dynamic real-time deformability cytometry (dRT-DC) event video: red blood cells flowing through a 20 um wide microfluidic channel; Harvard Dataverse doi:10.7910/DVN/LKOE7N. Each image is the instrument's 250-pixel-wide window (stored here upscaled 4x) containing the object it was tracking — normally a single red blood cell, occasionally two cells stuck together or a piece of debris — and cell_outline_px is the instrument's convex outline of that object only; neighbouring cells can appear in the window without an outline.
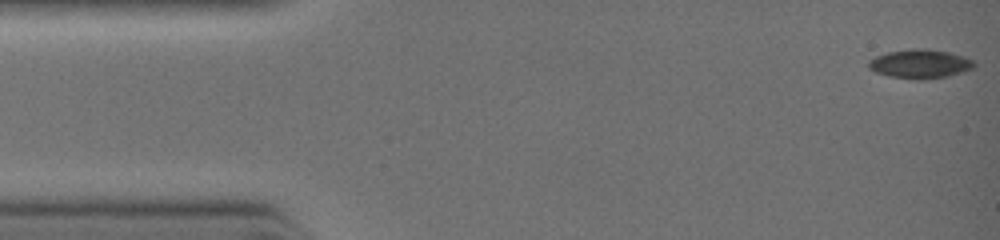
{"species": "common noctule bat (a hibernating species)", "species_latin": "Nyctalus noctula", "temperature_condition": "warm", "stored_images_in_passage": 18, "camera_frame_rate_fps": 3000, "um_per_image_px": 0.085, "animal": {"sex": "female", "body_mass_g": 19.0, "forearm_length_mm": 51.5}, "frame": {"image": 1, "passage_image": 1, "time_ms": 0.0, "image_size_px": [1000, 240], "cell_outline_px": [[976, 64], [972, 68], [948, 76], [920, 80], [888, 76], [876, 72], [868, 68], [868, 60], [876, 56], [888, 52], [912, 48], [924, 48], [948, 52], [964, 56], [972, 60]], "centroid_in_image_um": [78.17, 5.42], "position_along_channel_um": 6.8, "area_um2": 17.74}}